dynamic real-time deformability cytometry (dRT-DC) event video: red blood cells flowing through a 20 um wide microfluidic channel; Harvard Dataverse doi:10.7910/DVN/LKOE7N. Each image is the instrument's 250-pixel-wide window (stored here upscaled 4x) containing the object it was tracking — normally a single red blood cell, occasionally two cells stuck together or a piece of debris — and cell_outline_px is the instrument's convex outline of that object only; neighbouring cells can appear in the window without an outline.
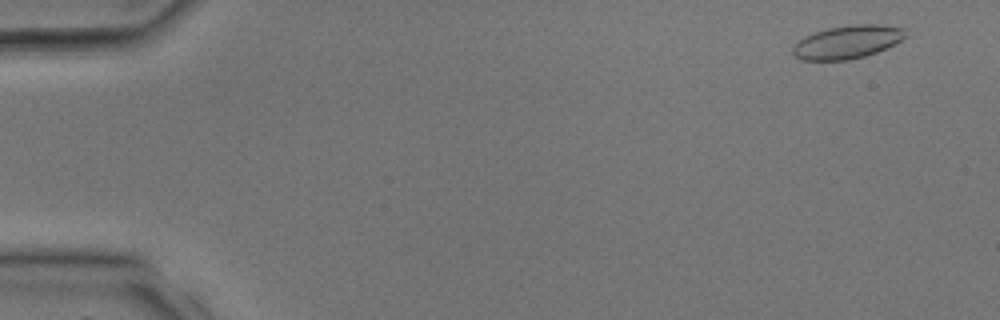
{"species": "common noctule bat (a hibernating species)", "species_latin": "Nyctalus noctula", "temperature_condition": "room temperature", "stored_images_in_passage": 34, "camera_frame_rate_fps": 3000, "um_per_image_px": 0.085, "animal": {"sex": "male", "body_mass_g": 17.9, "forearm_length_mm": 54.2}, "frame": {"image": 1, "passage_image": 3, "time_ms": 0.667, "image_size_px": [1000, 320], "cell_outline_px": [[908, 36], [876, 52], [864, 56], [848, 60], [800, 60], [792, 56], [792, 48], [804, 36], [828, 28], [852, 24], [880, 24], [904, 28]], "centroid_in_image_um": [72.0, 3.57], "position_along_channel_um": 13.0, "area_um2": 21.73}}
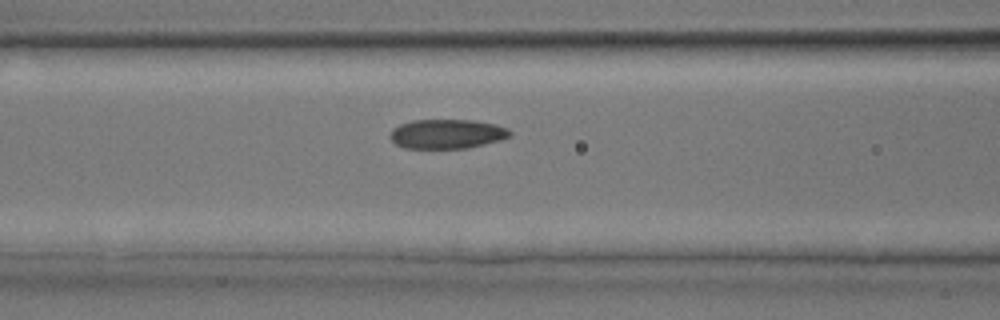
{"frame": {"image": 2, "passage_image": 15, "time_ms": 4.667, "image_size_px": [1000, 320], "cell_outline_px": [[512, 136], [500, 140], [468, 148], [404, 148], [396, 144], [392, 140], [392, 128], [400, 124], [412, 120], [472, 120], [496, 124], [508, 128], [512, 132]], "centroid_in_image_um": [38.03, 11.38], "position_along_channel_um": 128.6, "area_um2": 20.52}}
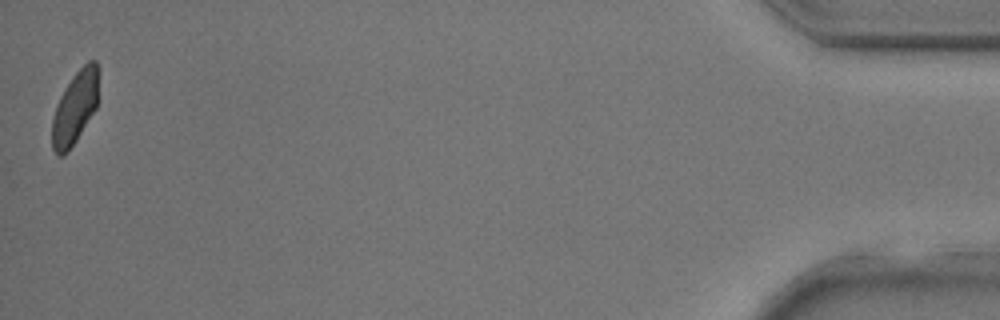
{"frame": {"image": 3, "passage_image": 34, "time_ms": 11.0, "image_size_px": [1000, 320], "cell_outline_px": [[96, 108], [76, 140], [64, 156], [56, 156], [52, 148], [52, 120], [56, 104], [60, 96], [72, 76], [88, 60], [96, 60]], "centroid_in_image_um": [6.32, 9.2], "position_along_channel_um": 428.9, "area_um2": 19.25}}